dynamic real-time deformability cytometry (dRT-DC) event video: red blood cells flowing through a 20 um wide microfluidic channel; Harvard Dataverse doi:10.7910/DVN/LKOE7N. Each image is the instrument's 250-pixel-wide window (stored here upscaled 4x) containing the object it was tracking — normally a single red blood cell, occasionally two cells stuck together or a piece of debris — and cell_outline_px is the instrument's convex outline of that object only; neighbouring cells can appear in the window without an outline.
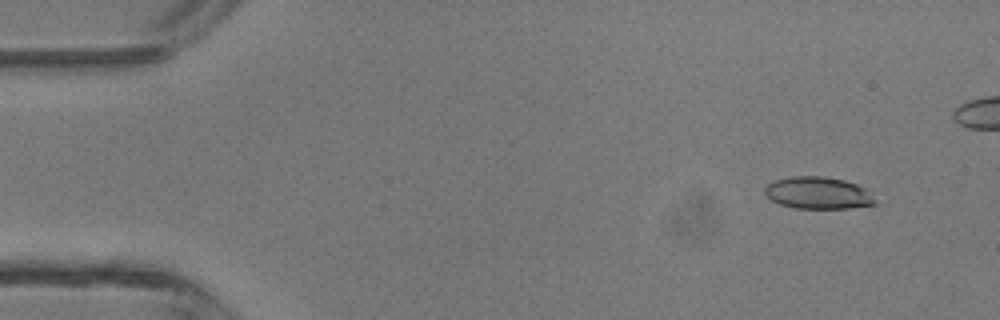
{"species": "common noctule bat (a hibernating species)", "species_latin": "Nyctalus noctula", "temperature_condition": "room temperature", "stored_images_in_passage": 41, "camera_frame_rate_fps": 3000, "um_per_image_px": 0.085, "animal": {"sex": "male", "body_mass_g": 13.3}, "frame": {"image": 1, "passage_image": 4, "time_ms": 1.0, "image_size_px": [1000, 320], "cell_outline_px": [[876, 204], [848, 208], [796, 208], [780, 204], [772, 200], [764, 192], [764, 188], [772, 180], [788, 176], [820, 176], [844, 180], [856, 184], [864, 188], [876, 200]], "centroid_in_image_um": [69.5, 16.39], "position_along_channel_um": 15.5, "area_um2": 20.52}}
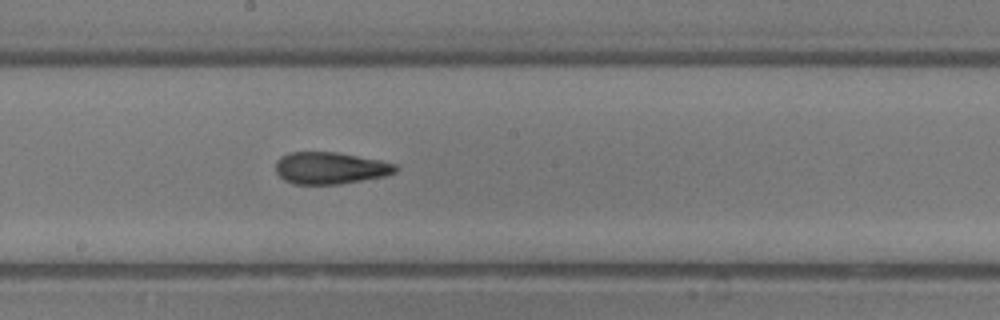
{"frame": {"image": 2, "passage_image": 25, "time_ms": 8.0, "image_size_px": [1000, 320], "cell_outline_px": [[400, 168], [396, 172], [384, 176], [340, 184], [292, 184], [284, 180], [276, 172], [276, 160], [280, 156], [288, 152], [336, 152], [380, 160], [396, 164]], "centroid_in_image_um": [28.06, 14.28], "position_along_channel_um": 220.1, "area_um2": 22.43}}
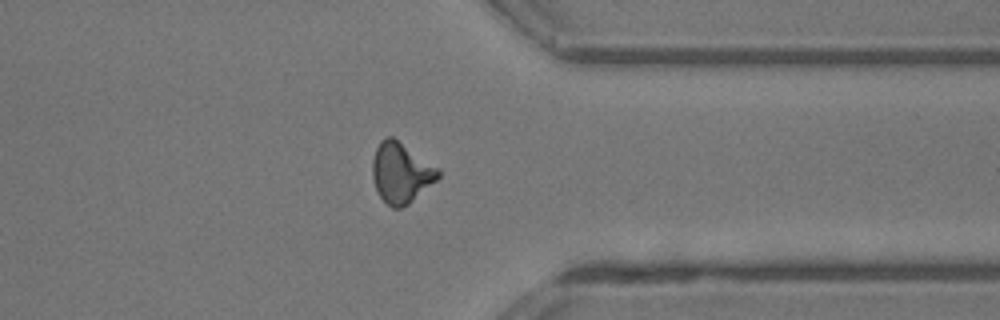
{"frame": {"image": 3, "passage_image": 36, "time_ms": 11.667, "image_size_px": [1000, 320], "cell_outline_px": [[440, 176], [436, 180], [408, 204], [400, 208], [392, 208], [380, 196], [376, 188], [372, 176], [372, 160], [376, 148], [380, 140], [388, 136], [392, 136], [440, 168]], "centroid_in_image_um": [34.08, 14.66], "position_along_channel_um": 377.3, "area_um2": 23.0}}